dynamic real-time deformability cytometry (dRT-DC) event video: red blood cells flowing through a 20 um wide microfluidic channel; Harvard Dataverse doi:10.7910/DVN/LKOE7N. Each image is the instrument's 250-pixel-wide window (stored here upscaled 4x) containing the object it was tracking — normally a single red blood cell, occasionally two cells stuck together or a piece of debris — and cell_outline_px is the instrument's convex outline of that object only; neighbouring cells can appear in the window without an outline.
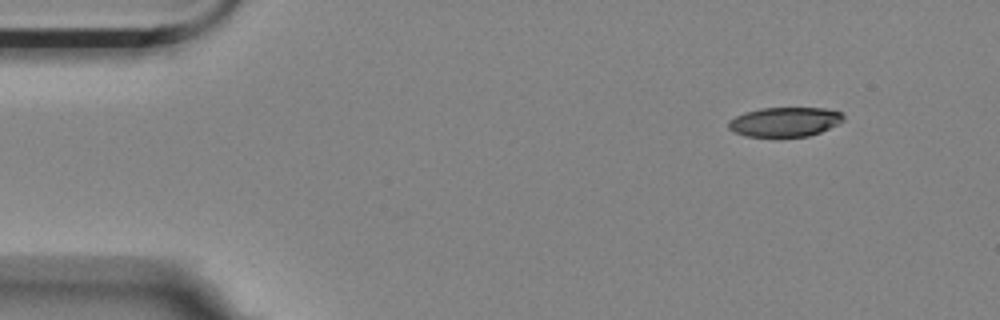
{"species": "Egyptian fruit bat (a non-hibernating species)", "species_latin": "Rousettus aegyptiacus", "temperature_condition": "room temperature", "stored_images_in_passage": 5, "camera_frame_rate_fps": 3000, "um_per_image_px": 0.085, "animal": {"sex": "female"}, "frame": {"image": 1, "passage_image": 1, "time_ms": 0.0, "image_size_px": [1000, 320], "cell_outline_px": [[844, 120], [840, 124], [820, 132], [808, 136], [744, 136], [732, 132], [728, 128], [728, 120], [736, 116], [760, 108], [824, 108], [840, 112], [844, 116]], "centroid_in_image_um": [66.71, 10.36], "position_along_channel_um": 18.3, "area_um2": 19.71}}
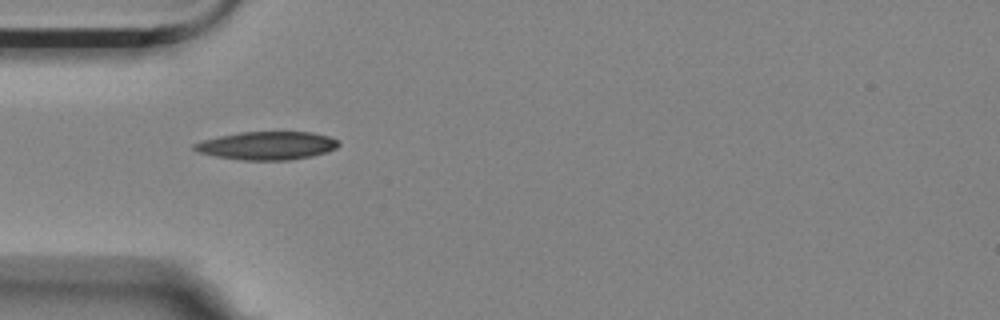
{"frame": {"image": 2, "passage_image": 4, "time_ms": 1.0, "image_size_px": [1000, 320], "cell_outline_px": [[340, 144], [336, 148], [328, 152], [312, 156], [288, 160], [244, 160], [216, 156], [200, 152], [192, 148], [192, 144], [204, 140], [220, 136], [240, 132], [312, 132], [328, 136], [340, 140]], "centroid_in_image_um": [22.75, 12.37], "position_along_channel_um": 62.2, "area_um2": 23.64}}
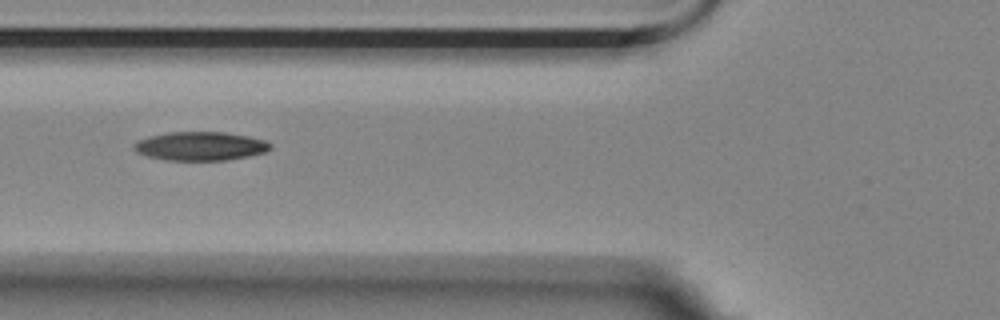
{"frame": {"image": 3, "passage_image": 5, "time_ms": 1.333, "image_size_px": [1000, 320], "cell_outline_px": [[272, 148], [264, 152], [248, 156], [224, 160], [164, 160], [148, 156], [136, 152], [132, 148], [132, 144], [148, 136], [168, 132], [224, 132], [248, 136], [264, 140], [272, 144]], "centroid_in_image_um": [17.0, 12.42], "position_along_channel_um": 108.8, "area_um2": 22.83}}